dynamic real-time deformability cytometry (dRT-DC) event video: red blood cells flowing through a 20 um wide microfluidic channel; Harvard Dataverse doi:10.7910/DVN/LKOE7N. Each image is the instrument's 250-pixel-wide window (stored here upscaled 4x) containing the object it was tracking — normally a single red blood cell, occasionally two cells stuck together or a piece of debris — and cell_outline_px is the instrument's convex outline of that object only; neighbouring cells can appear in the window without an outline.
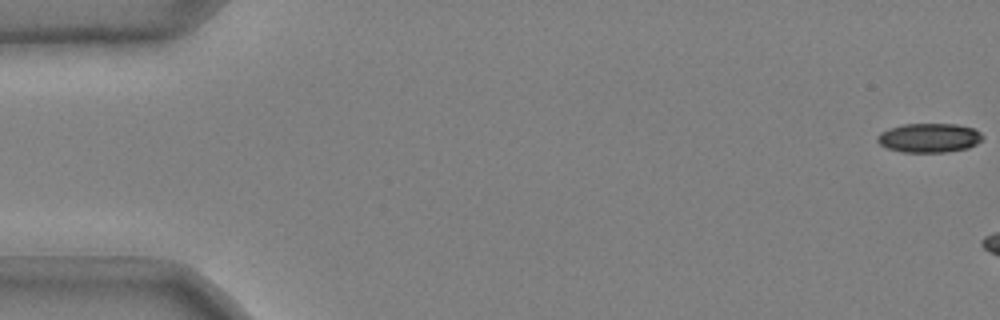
{"species": "common noctule bat (a hibernating species)", "species_latin": "Nyctalus noctula", "temperature_condition": "cold", "stored_images_in_passage": 13, "camera_frame_rate_fps": 3000, "um_per_image_px": 0.085, "animal": {"sex": "male", "body_mass_g": 20.4}, "frame": {"image": 1, "passage_image": 1, "time_ms": 0.0, "image_size_px": [1000, 320], "cell_outline_px": [[984, 136], [976, 144], [968, 148], [948, 152], [900, 152], [888, 148], [880, 144], [876, 140], [876, 136], [880, 132], [888, 128], [904, 124], [956, 124], [972, 128], [980, 132]], "centroid_in_image_um": [78.95, 11.72], "position_along_channel_um": 6.0, "area_um2": 17.98}}